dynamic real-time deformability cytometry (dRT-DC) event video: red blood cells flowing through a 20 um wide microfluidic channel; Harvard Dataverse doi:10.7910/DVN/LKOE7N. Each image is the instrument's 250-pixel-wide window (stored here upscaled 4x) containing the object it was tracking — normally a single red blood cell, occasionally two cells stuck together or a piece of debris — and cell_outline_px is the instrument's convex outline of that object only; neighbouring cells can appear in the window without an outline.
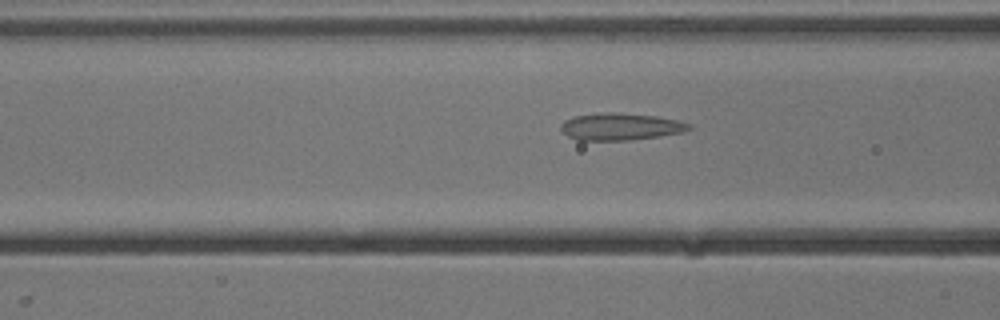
{"species": "common noctule bat (a hibernating species)", "species_latin": "Nyctalus noctula", "temperature_condition": "cold", "stored_images_in_passage": 9, "camera_frame_rate_fps": 3000, "um_per_image_px": 0.085, "animal": {"sex": "male", "body_mass_g": 13.3}, "frame": {"image": 1, "passage_image": 7, "time_ms": 2.0, "image_size_px": [1000, 320], "cell_outline_px": [[692, 128], [684, 132], [628, 140], [576, 140], [568, 136], [560, 128], [560, 124], [564, 120], [572, 116], [600, 112], [612, 112], [656, 116], [676, 120], [692, 124]], "centroid_in_image_um": [52.7, 10.75], "position_along_channel_um": 113.9, "area_um2": 20.23}}